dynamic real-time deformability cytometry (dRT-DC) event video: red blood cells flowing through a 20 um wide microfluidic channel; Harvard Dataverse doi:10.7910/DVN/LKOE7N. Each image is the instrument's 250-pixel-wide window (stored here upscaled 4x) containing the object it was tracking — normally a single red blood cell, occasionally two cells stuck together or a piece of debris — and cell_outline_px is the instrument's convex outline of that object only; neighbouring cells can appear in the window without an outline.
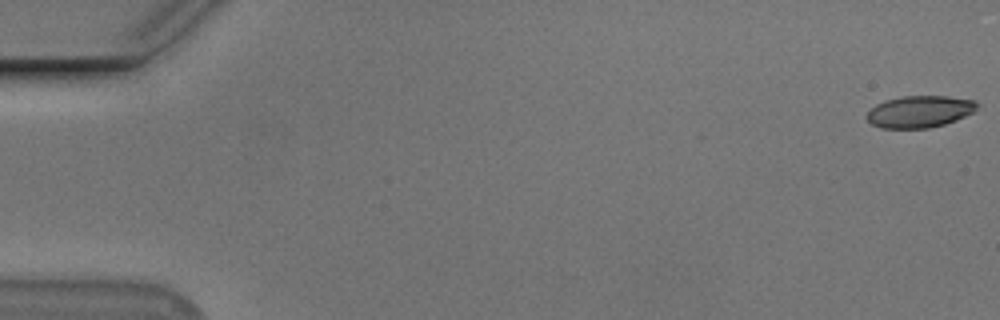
{"species": "Egyptian fruit bat (a non-hibernating species)", "species_latin": "Rousettus aegyptiacus", "temperature_condition": "cold", "stored_images_in_passage": 15, "camera_frame_rate_fps": 3000, "um_per_image_px": 0.085, "animal": {"sex": "male"}, "frame": {"image": 1, "passage_image": 1, "time_ms": 0.0, "image_size_px": [1000, 320], "cell_outline_px": [[980, 104], [972, 112], [956, 120], [944, 124], [928, 128], [880, 128], [872, 124], [864, 116], [876, 104], [884, 100], [900, 96], [948, 96], [976, 100]], "centroid_in_image_um": [78.16, 9.47], "position_along_channel_um": 6.8, "area_um2": 20.58}}
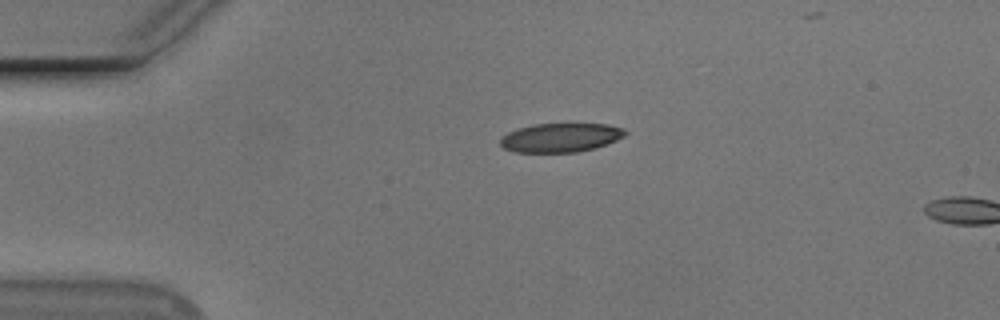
{"frame": {"image": 2, "passage_image": 13, "time_ms": 4.0, "image_size_px": [1000, 320], "cell_outline_px": [[628, 132], [624, 136], [616, 140], [596, 148], [576, 152], [516, 152], [504, 148], [500, 144], [500, 140], [508, 132], [516, 128], [536, 124], [608, 124], [620, 128]], "centroid_in_image_um": [47.64, 11.7], "position_along_channel_um": 37.4, "area_um2": 20.92}}